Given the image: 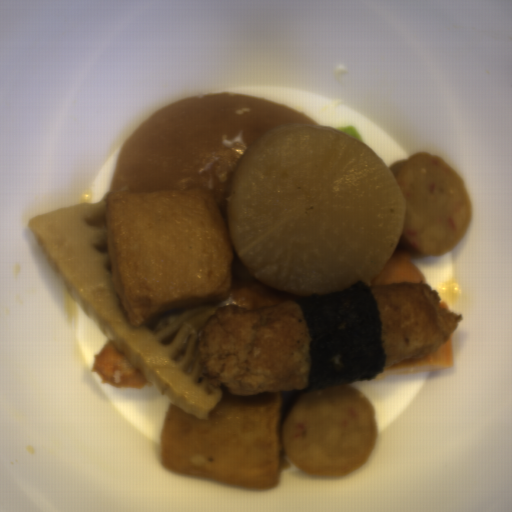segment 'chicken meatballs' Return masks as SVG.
<instances>
[{
    "label": "chicken meatballs",
    "mask_w": 512,
    "mask_h": 512,
    "mask_svg": "<svg viewBox=\"0 0 512 512\" xmlns=\"http://www.w3.org/2000/svg\"><path fill=\"white\" fill-rule=\"evenodd\" d=\"M309 345L295 298L255 309L225 304L197 332L208 384L233 397L307 389Z\"/></svg>",
    "instance_id": "1"
},
{
    "label": "chicken meatballs",
    "mask_w": 512,
    "mask_h": 512,
    "mask_svg": "<svg viewBox=\"0 0 512 512\" xmlns=\"http://www.w3.org/2000/svg\"><path fill=\"white\" fill-rule=\"evenodd\" d=\"M383 320L387 366L439 352L463 314L440 306V293L427 282L368 284Z\"/></svg>",
    "instance_id": "2"
},
{
    "label": "chicken meatballs",
    "mask_w": 512,
    "mask_h": 512,
    "mask_svg": "<svg viewBox=\"0 0 512 512\" xmlns=\"http://www.w3.org/2000/svg\"><path fill=\"white\" fill-rule=\"evenodd\" d=\"M91 371L100 376L101 382L115 388L142 390L147 383L108 339L94 354Z\"/></svg>",
    "instance_id": "3"
},
{
    "label": "chicken meatballs",
    "mask_w": 512,
    "mask_h": 512,
    "mask_svg": "<svg viewBox=\"0 0 512 512\" xmlns=\"http://www.w3.org/2000/svg\"><path fill=\"white\" fill-rule=\"evenodd\" d=\"M454 332L449 341L442 344L438 352L430 353L421 358L405 359L399 364L386 366L384 373L374 379L378 380L389 375L418 374L423 372H438L454 368L455 349L453 344Z\"/></svg>",
    "instance_id": "4"
},
{
    "label": "chicken meatballs",
    "mask_w": 512,
    "mask_h": 512,
    "mask_svg": "<svg viewBox=\"0 0 512 512\" xmlns=\"http://www.w3.org/2000/svg\"><path fill=\"white\" fill-rule=\"evenodd\" d=\"M301 294L284 292L269 286H266L259 280L239 287H234L227 299L226 304H235L247 310H254L260 306L274 305L280 302L295 299Z\"/></svg>",
    "instance_id": "5"
},
{
    "label": "chicken meatballs",
    "mask_w": 512,
    "mask_h": 512,
    "mask_svg": "<svg viewBox=\"0 0 512 512\" xmlns=\"http://www.w3.org/2000/svg\"><path fill=\"white\" fill-rule=\"evenodd\" d=\"M399 281L426 283V278L414 263L410 252L395 248L389 261L369 284H391Z\"/></svg>",
    "instance_id": "6"
},
{
    "label": "chicken meatballs",
    "mask_w": 512,
    "mask_h": 512,
    "mask_svg": "<svg viewBox=\"0 0 512 512\" xmlns=\"http://www.w3.org/2000/svg\"><path fill=\"white\" fill-rule=\"evenodd\" d=\"M439 306H441L442 308H447L449 311H450V306L448 305V303L446 302V300H440Z\"/></svg>",
    "instance_id": "7"
}]
</instances>
